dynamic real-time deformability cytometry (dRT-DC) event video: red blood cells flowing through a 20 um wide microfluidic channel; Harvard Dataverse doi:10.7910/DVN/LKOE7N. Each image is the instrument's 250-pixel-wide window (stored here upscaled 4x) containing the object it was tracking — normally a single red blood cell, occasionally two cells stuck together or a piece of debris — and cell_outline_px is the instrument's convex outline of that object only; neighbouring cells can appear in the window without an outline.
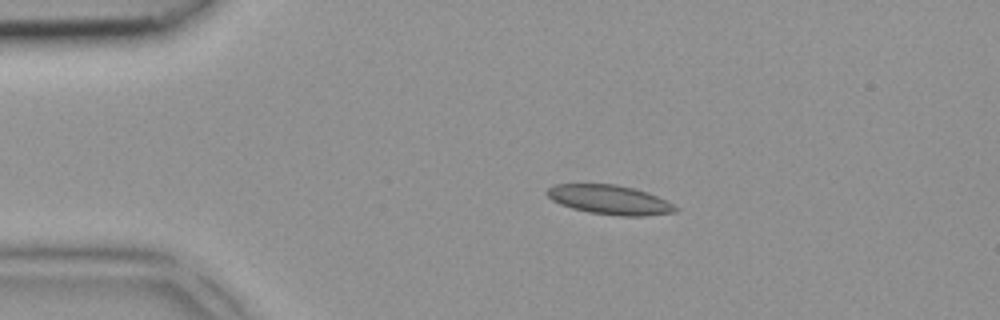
{"species": "common noctule bat (a hibernating species)", "species_latin": "Nyctalus noctula", "temperature_condition": "room temperature", "stored_images_in_passage": 4, "camera_frame_rate_fps": 3000, "um_per_image_px": 0.085, "animal": {"sex": "female", "body_mass_g": 18.4}, "frame": {"image": 1, "passage_image": 3, "time_ms": 0.667, "image_size_px": [1000, 320], "cell_outline_px": [[680, 208], [676, 212], [644, 216], [620, 216], [588, 212], [572, 208], [560, 204], [552, 200], [544, 192], [548, 188], [556, 184], [616, 184], [648, 192]], "centroid_in_image_um": [51.81, 16.98], "position_along_channel_um": 33.2, "area_um2": 21.91}}